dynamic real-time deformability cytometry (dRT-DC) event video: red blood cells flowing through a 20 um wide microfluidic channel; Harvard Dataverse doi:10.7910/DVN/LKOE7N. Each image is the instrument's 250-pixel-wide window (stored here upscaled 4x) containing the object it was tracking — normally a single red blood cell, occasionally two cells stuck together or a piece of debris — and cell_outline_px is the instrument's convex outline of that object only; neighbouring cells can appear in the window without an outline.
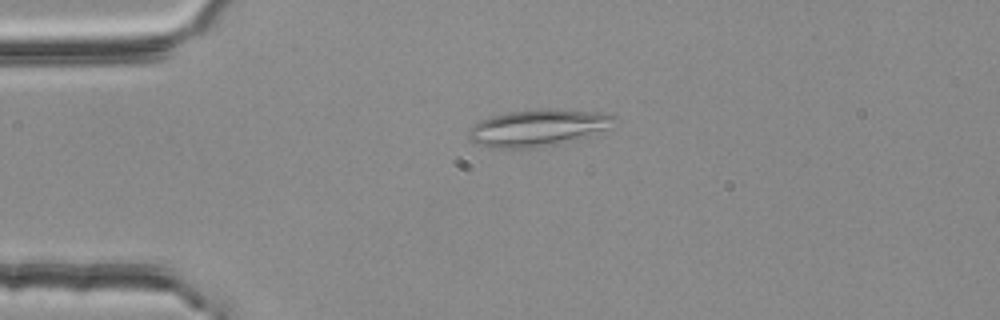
{"species": "common noctule bat (a hibernating species)", "species_latin": "Nyctalus noctula", "temperature_condition": "room temperature", "stored_images_in_passage": 47, "segment_of_instrument_passage": [1, 2], "camera_frame_rate_fps": 3000, "um_per_image_px": 0.085, "animal": {"sex": "female", "body_mass_g": 25.1}, "frame": {"image": 1, "passage_image": 6, "time_ms": 1.667, "image_size_px": [1000, 320], "cell_outline_px": [[620, 120], [612, 128], [572, 140], [556, 144], [536, 148], [488, 148], [476, 144], [468, 136], [468, 132], [480, 120], [492, 116], [508, 112], [532, 108], [552, 108], [604, 112], [616, 116]], "centroid_in_image_um": [45.8, 10.84], "position_along_channel_um": 39.2, "area_um2": 31.85}}